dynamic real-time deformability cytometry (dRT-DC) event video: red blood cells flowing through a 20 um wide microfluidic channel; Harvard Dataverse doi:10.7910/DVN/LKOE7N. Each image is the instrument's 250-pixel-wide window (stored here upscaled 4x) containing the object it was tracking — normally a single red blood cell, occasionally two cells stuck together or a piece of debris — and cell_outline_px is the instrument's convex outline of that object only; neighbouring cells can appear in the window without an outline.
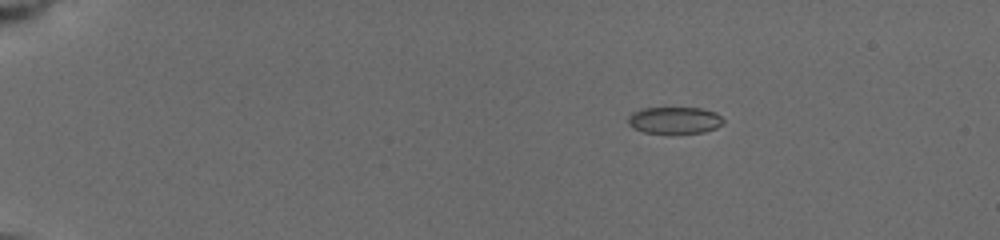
{"species": "common noctule bat (a hibernating species)", "species_latin": "Nyctalus noctula", "temperature_condition": "cold", "stored_images_in_passage": 19, "camera_frame_rate_fps": 3000, "um_per_image_px": 0.085, "animal": {"sex": "female", "body_mass_g": 19.5, "forearm_length_mm": 54.1}, "frame": {"image": 1, "passage_image": 1, "time_ms": 0.0, "image_size_px": [1000, 240], "cell_outline_px": [[724, 124], [716, 128], [704, 132], [644, 132], [632, 128], [628, 124], [628, 116], [632, 112], [640, 108], [704, 108], [716, 112], [724, 120]], "centroid_in_image_um": [57.34, 10.2], "position_along_channel_um": 27.7, "area_um2": 14.85}}
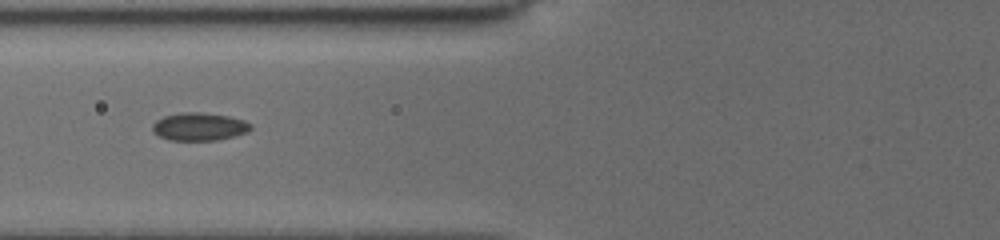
{"frame": {"image": 2, "passage_image": 14, "time_ms": 4.667, "image_size_px": [1000, 240], "cell_outline_px": [[252, 128], [248, 132], [216, 140], [172, 140], [160, 136], [152, 128], [152, 124], [156, 120], [164, 116], [180, 112], [200, 112], [228, 116], [244, 120], [252, 124]], "centroid_in_image_um": [16.96, 10.75], "position_along_channel_um": 108.8, "area_um2": 15.84}}
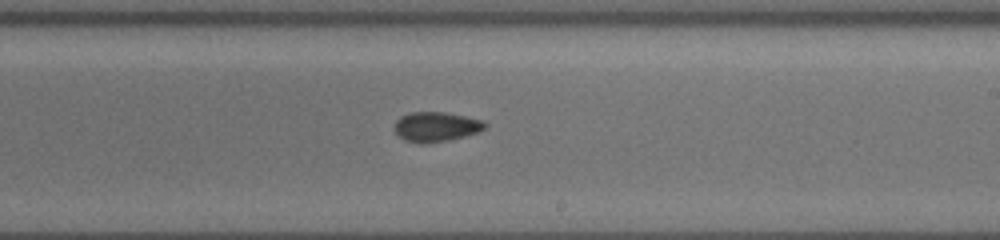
{"frame": {"image": 3, "passage_image": 19, "time_ms": 8.333, "image_size_px": [1000, 240], "cell_outline_px": [[484, 128], [476, 132], [464, 136], [428, 144], [420, 144], [404, 140], [396, 132], [396, 120], [400, 116], [408, 112], [444, 112], [484, 120]], "centroid_in_image_um": [37.02, 10.77], "position_along_channel_um": 252.0, "area_um2": 15.49}}